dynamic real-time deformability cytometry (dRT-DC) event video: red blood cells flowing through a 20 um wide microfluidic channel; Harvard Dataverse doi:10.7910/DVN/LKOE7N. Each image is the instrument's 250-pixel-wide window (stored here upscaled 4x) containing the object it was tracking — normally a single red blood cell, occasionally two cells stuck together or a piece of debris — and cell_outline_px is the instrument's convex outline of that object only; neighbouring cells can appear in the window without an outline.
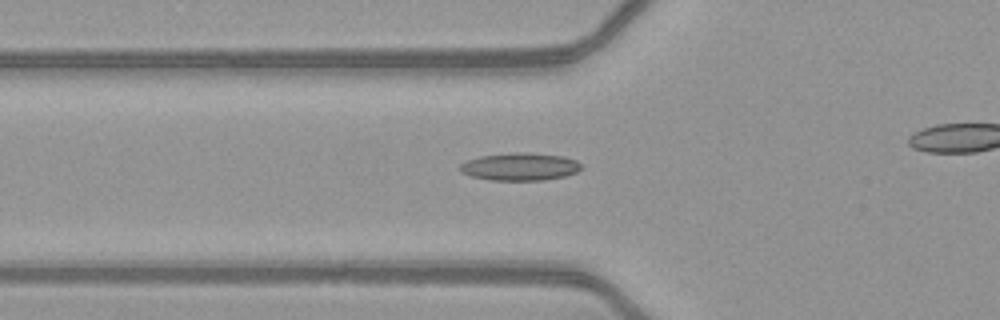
{"species": "common noctule bat (a hibernating species)", "species_latin": "Nyctalus noctula", "temperature_condition": "warm", "stored_images_in_passage": 21, "camera_frame_rate_fps": 3000, "um_per_image_px": 0.085, "animal": {"sex": "female", "body_mass_g": 21.9}, "frame": {"image": 1, "passage_image": 2, "time_ms": 0.333, "image_size_px": [1000, 320], "cell_outline_px": [[580, 168], [576, 172], [564, 176], [544, 180], [488, 180], [472, 176], [460, 172], [460, 164], [468, 160], [480, 156], [516, 152], [528, 152], [564, 156], [576, 160], [580, 164]], "centroid_in_image_um": [44.18, 14.16], "position_along_channel_um": 81.6, "area_um2": 19.48}}
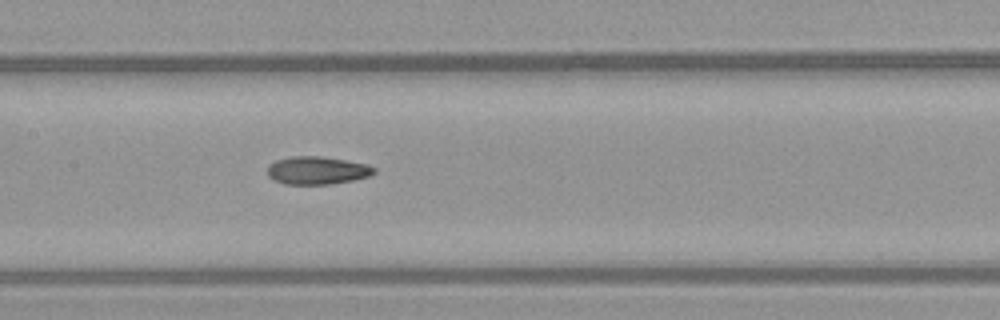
{"frame": {"image": 2, "passage_image": 9, "time_ms": 2.667, "image_size_px": [1000, 320], "cell_outline_px": [[376, 172], [368, 176], [356, 180], [332, 184], [284, 184], [272, 180], [268, 176], [268, 164], [276, 160], [292, 156], [320, 156], [368, 164], [376, 168]], "centroid_in_image_um": [26.95, 14.49], "position_along_channel_um": 180.4, "area_um2": 17.51}}
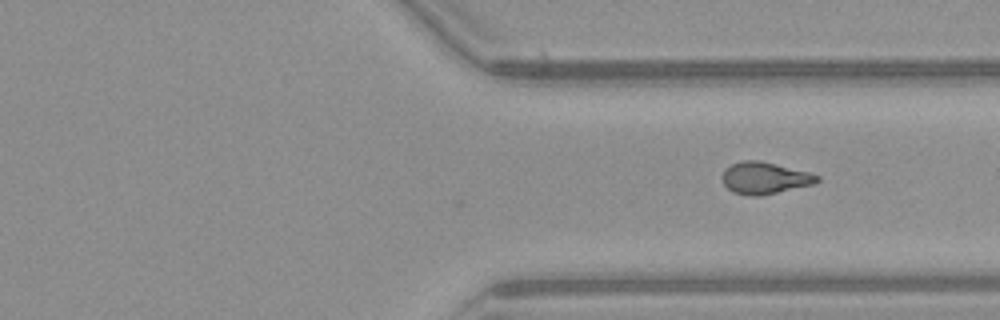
{"frame": {"image": 3, "passage_image": 21, "time_ms": 6.667, "image_size_px": [1000, 320], "cell_outline_px": [[820, 180], [816, 184], [760, 196], [748, 196], [732, 192], [724, 184], [720, 176], [724, 168], [732, 164], [744, 160], [760, 160], [808, 172], [820, 176]], "centroid_in_image_um": [64.98, 15.14], "position_along_channel_um": 346.4, "area_um2": 17.86}}